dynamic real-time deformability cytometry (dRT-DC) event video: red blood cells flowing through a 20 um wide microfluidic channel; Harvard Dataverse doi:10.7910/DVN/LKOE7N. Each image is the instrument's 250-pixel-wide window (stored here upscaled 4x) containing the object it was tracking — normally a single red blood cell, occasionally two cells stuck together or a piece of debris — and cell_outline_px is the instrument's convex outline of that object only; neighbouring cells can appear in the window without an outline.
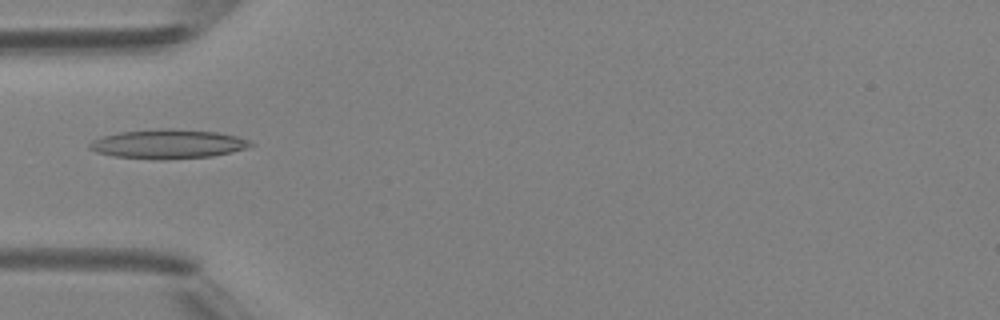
{"species": "Egyptian fruit bat (a non-hibernating species)", "species_latin": "Rousettus aegyptiacus", "temperature_condition": "room temperature", "stored_images_in_passage": 5, "camera_frame_rate_fps": 3000, "um_per_image_px": 0.085, "animal": {"sex": "female"}, "frame": {"image": 1, "passage_image": 5, "time_ms": 4.333, "image_size_px": [1000, 320], "cell_outline_px": [[256, 144], [232, 152], [212, 156], [164, 160], [152, 160], [112, 156], [96, 152], [88, 148], [88, 144], [92, 140], [104, 136], [120, 132], [160, 128], [172, 128], [216, 132], [236, 136], [252, 140]], "centroid_in_image_um": [14.27, 12.25], "position_along_channel_um": 70.7, "area_um2": 27.74}}